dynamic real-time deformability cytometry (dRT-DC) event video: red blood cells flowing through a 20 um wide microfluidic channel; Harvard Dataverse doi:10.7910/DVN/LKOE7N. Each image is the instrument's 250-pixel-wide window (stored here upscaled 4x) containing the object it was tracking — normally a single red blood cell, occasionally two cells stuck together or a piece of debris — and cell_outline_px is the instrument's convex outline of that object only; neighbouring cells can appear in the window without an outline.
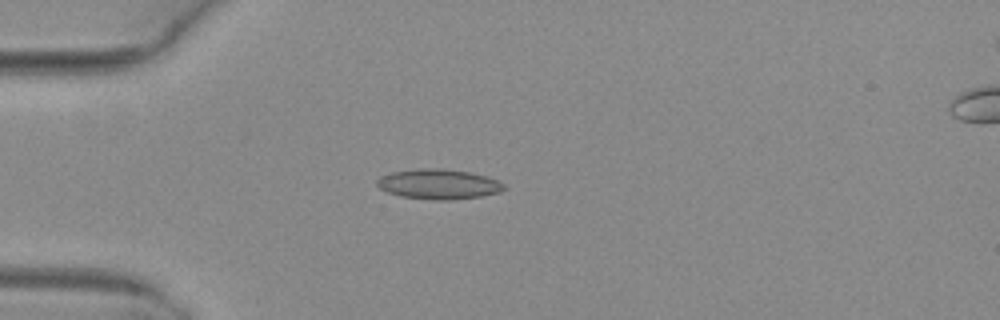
{"species": "common noctule bat (a hibernating species)", "species_latin": "Nyctalus noctula", "temperature_condition": "warm", "stored_images_in_passage": 5, "camera_frame_rate_fps": 3000, "um_per_image_px": 0.085, "animal": {"sex": "female", "body_mass_g": 29.2, "forearm_length_mm": 56.3}, "frame": {"image": 1, "passage_image": 4, "time_ms": 1.0, "image_size_px": [1000, 320], "cell_outline_px": [[504, 188], [500, 192], [480, 196], [452, 200], [436, 200], [400, 196], [388, 192], [380, 188], [376, 184], [376, 180], [380, 176], [392, 172], [420, 168], [444, 168], [468, 172], [488, 176], [504, 184]], "centroid_in_image_um": [37.26, 15.64], "position_along_channel_um": 47.7, "area_um2": 22.2}}